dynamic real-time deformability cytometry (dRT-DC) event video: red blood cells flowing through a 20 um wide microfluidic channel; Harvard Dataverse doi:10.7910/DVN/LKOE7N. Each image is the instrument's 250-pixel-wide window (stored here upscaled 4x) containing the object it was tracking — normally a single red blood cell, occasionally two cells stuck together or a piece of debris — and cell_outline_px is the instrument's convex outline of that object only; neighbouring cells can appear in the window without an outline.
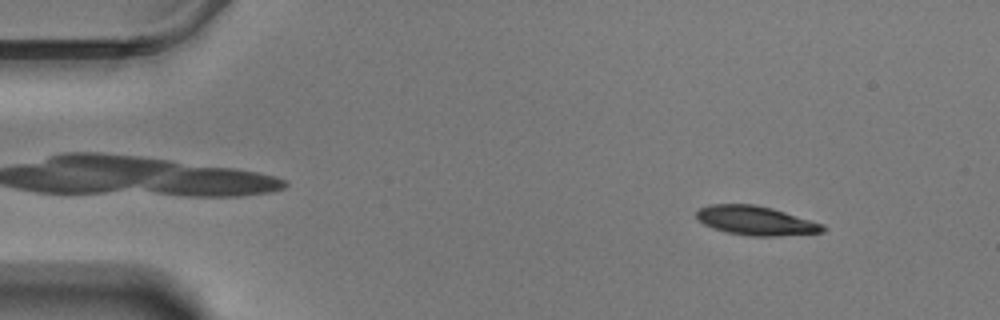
{"species": "Egyptian fruit bat (a non-hibernating species)", "species_latin": "Rousettus aegyptiacus", "temperature_condition": "warm", "stored_images_in_passage": 57, "camera_frame_rate_fps": 3000, "um_per_image_px": 0.085, "animal": {"sex": "male"}, "frame": {"image": 1, "passage_image": 6, "time_ms": 1.667, "image_size_px": [1000, 320], "cell_outline_px": [[828, 228], [824, 232], [776, 236], [748, 236], [728, 232], [704, 224], [696, 216], [696, 212], [700, 208], [708, 204], [756, 204], [772, 208], [824, 224]], "centroid_in_image_um": [64.28, 18.75], "position_along_channel_um": 20.7, "area_um2": 21.39}}
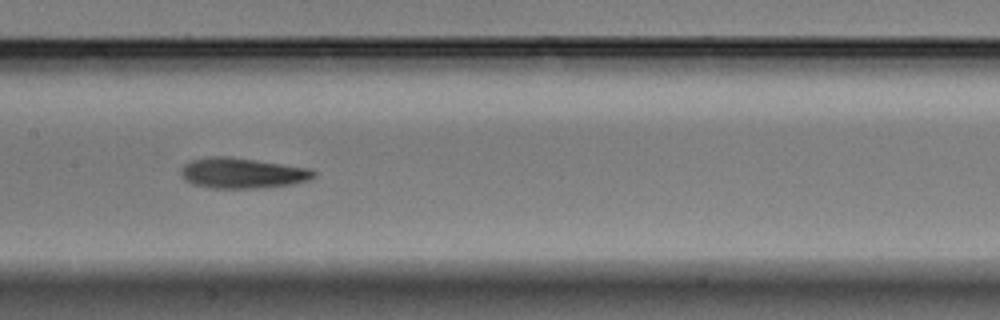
{"frame": {"image": 2, "passage_image": 28, "time_ms": 9.0, "image_size_px": [1000, 320], "cell_outline_px": [[316, 176], [308, 180], [292, 184], [252, 188], [212, 188], [192, 184], [180, 176], [180, 168], [184, 164], [192, 160], [212, 156], [232, 156], [312, 168], [316, 172]], "centroid_in_image_um": [20.6, 14.7], "position_along_channel_um": 186.8, "area_um2": 23.81}}
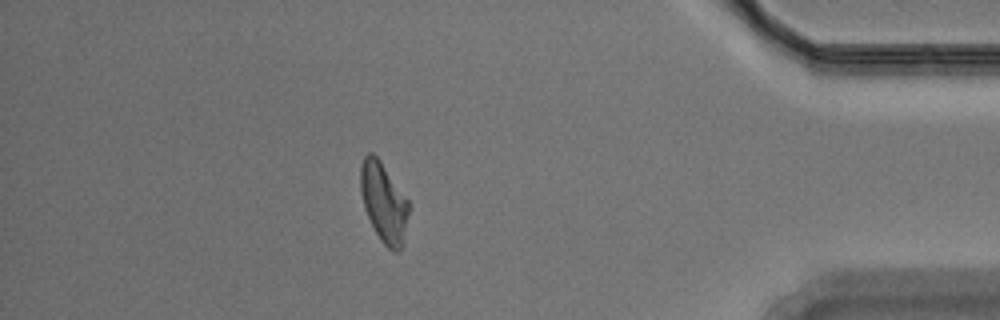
{"frame": {"image": 3, "passage_image": 50, "time_ms": 16.333, "image_size_px": [1000, 320], "cell_outline_px": [[408, 212], [400, 248], [396, 252], [388, 248], [380, 240], [364, 208], [360, 188], [360, 164], [364, 156], [368, 152], [372, 152], [380, 160], [408, 200]], "centroid_in_image_um": [32.57, 17.14], "position_along_channel_um": 402.6, "area_um2": 21.79}, "authors_computed_cell_mechanics": {"area_um2": 22.542, "velocity_mm_per_s": 3.4799, "shape_relaxation_time_tau1_ms": 4.4728, "shape_relaxation_time_tau2_ms": 5.3006, "deformation_change_tau1": 0.1463, "deformation_change_tau2": 0.1349}}